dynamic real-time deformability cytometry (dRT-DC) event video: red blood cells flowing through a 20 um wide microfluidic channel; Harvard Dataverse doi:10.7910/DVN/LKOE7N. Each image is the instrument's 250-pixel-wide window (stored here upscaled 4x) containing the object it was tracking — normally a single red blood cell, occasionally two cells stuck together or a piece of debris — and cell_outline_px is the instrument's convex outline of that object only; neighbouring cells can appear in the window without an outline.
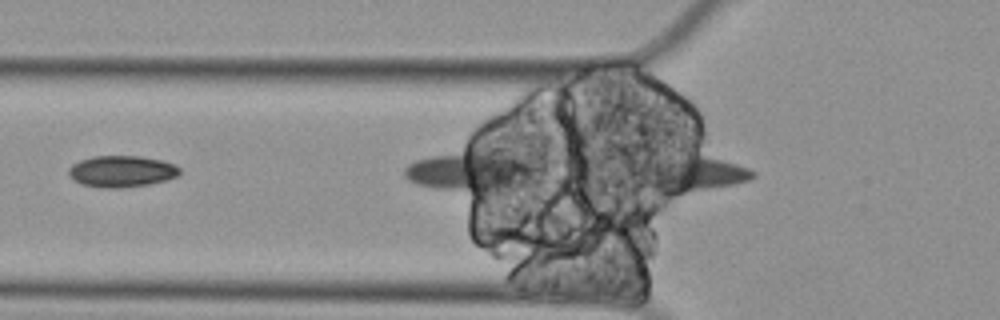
{"species": "Egyptian fruit bat (a non-hibernating species)", "species_latin": "Rousettus aegyptiacus", "temperature_condition": "cold", "stored_images_in_passage": 3, "camera_frame_rate_fps": 3000, "um_per_image_px": 0.085, "animal": {"sex": "female"}, "frame": {"image": 1, "passage_image": 2, "time_ms": 0.333, "image_size_px": [1000, 320], "cell_outline_px": [[180, 172], [176, 176], [168, 180], [148, 184], [120, 188], [104, 188], [80, 184], [68, 172], [68, 168], [72, 164], [80, 160], [92, 156], [140, 156], [160, 160], [172, 164], [180, 168]], "centroid_in_image_um": [10.33, 14.56], "position_along_channel_um": 115.5, "area_um2": 20.23}}